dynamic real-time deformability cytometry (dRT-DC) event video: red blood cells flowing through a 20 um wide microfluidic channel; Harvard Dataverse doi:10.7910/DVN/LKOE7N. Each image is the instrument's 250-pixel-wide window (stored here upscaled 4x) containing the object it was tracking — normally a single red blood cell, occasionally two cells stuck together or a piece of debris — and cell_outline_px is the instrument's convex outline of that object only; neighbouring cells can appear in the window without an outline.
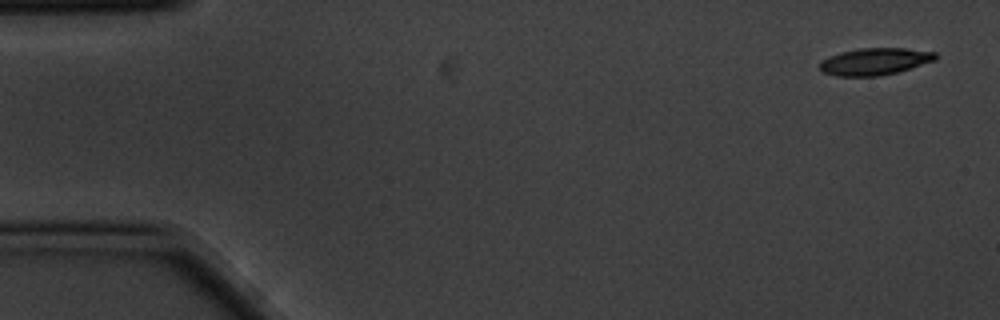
{"species": "common noctule bat (a hibernating species)", "species_latin": "Nyctalus noctula", "temperature_condition": "cold", "stored_images_in_passage": 4, "camera_frame_rate_fps": 3000, "um_per_image_px": 0.085, "animal": {"sex": "male", "body_mass_g": 20.1, "forearm_length_mm": 53.5}, "frame": {"image": 1, "passage_image": 1, "time_ms": 0.0, "image_size_px": [1000, 320], "cell_outline_px": [[936, 60], [896, 72], [880, 76], [836, 76], [820, 72], [820, 60], [828, 56], [840, 52], [860, 48], [904, 48], [936, 52]], "centroid_in_image_um": [74.3, 5.22], "position_along_channel_um": 10.7, "area_um2": 18.26}}
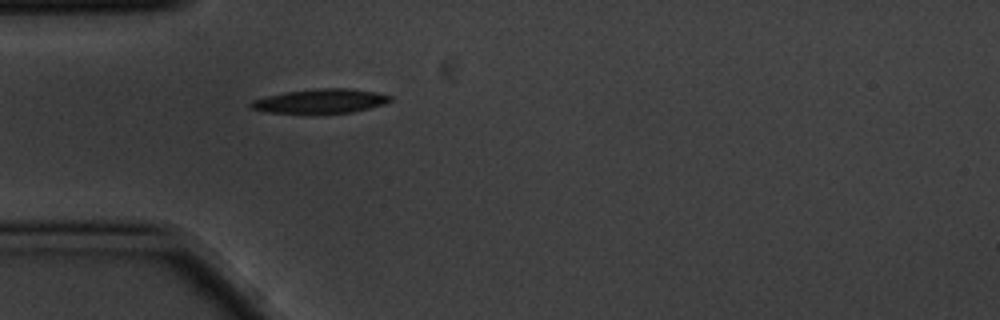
{"frame": {"image": 2, "passage_image": 4, "time_ms": 1.0, "image_size_px": [1000, 320], "cell_outline_px": [[392, 100], [384, 104], [352, 112], [264, 112], [252, 108], [248, 104], [252, 100], [284, 92], [316, 88], [352, 88], [376, 92], [392, 96]], "centroid_in_image_um": [27.26, 8.57], "position_along_channel_um": 57.7, "area_um2": 19.36}}